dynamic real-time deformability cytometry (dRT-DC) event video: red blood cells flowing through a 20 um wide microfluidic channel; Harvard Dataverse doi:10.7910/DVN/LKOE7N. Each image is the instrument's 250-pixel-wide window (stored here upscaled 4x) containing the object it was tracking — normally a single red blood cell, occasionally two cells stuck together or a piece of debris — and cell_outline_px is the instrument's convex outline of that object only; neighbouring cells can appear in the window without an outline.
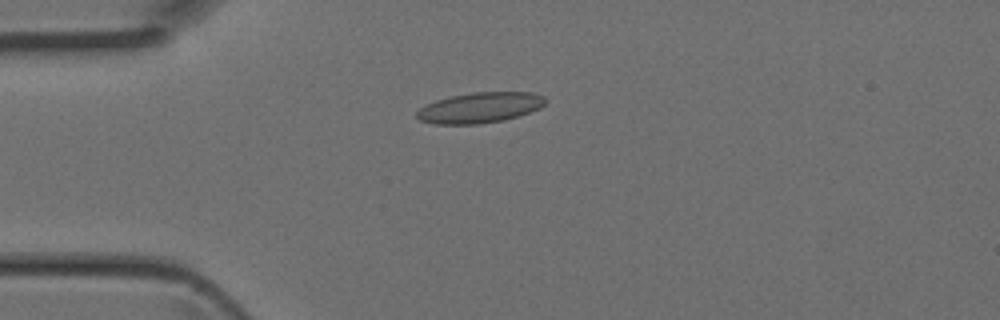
{"species": "Egyptian fruit bat (a non-hibernating species)", "species_latin": "Rousettus aegyptiacus", "temperature_condition": "room temperature", "stored_images_in_passage": 42, "camera_frame_rate_fps": 3000, "um_per_image_px": 0.085, "animal": {"sex": "female"}, "frame": {"image": 1, "passage_image": 9, "time_ms": 2.667, "image_size_px": [1000, 320], "cell_outline_px": [[544, 104], [540, 108], [504, 120], [476, 124], [436, 124], [420, 120], [416, 116], [416, 112], [420, 108], [436, 100], [452, 96], [472, 92], [532, 92], [544, 96]], "centroid_in_image_um": [40.78, 9.14], "position_along_channel_um": 44.2, "area_um2": 22.6}}
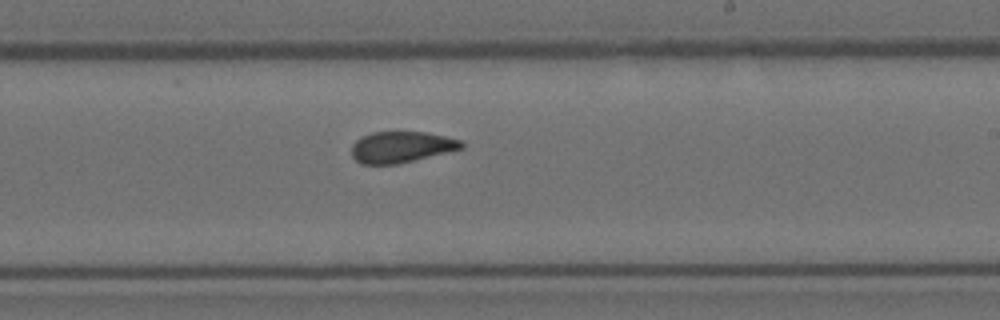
{"frame": {"image": 2, "passage_image": 24, "time_ms": 7.667, "image_size_px": [1000, 320], "cell_outline_px": [[464, 148], [396, 164], [364, 164], [356, 160], [352, 156], [352, 144], [360, 136], [372, 132], [428, 132], [460, 140], [464, 144]], "centroid_in_image_um": [34.09, 12.48], "position_along_channel_um": 254.9, "area_um2": 19.83}}
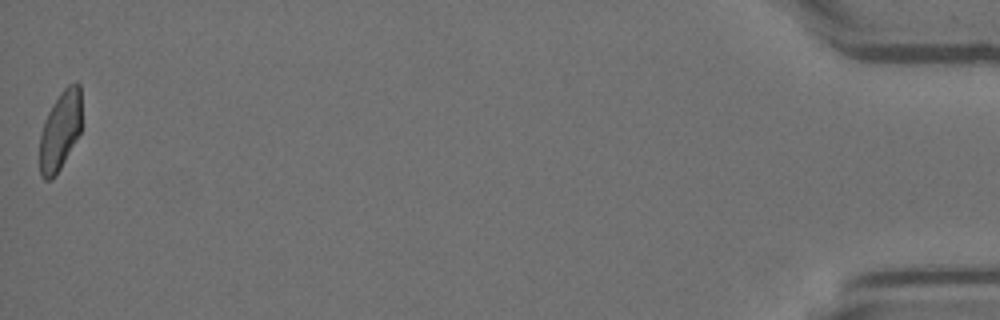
{"frame": {"image": 3, "passage_image": 42, "time_ms": 13.667, "image_size_px": [1000, 320], "cell_outline_px": [[80, 132], [60, 168], [52, 180], [44, 180], [40, 176], [40, 136], [44, 120], [52, 104], [60, 92], [68, 84], [76, 80], [80, 84]], "centroid_in_image_um": [5.09, 11.08], "position_along_channel_um": 430.1, "area_um2": 19.25}}